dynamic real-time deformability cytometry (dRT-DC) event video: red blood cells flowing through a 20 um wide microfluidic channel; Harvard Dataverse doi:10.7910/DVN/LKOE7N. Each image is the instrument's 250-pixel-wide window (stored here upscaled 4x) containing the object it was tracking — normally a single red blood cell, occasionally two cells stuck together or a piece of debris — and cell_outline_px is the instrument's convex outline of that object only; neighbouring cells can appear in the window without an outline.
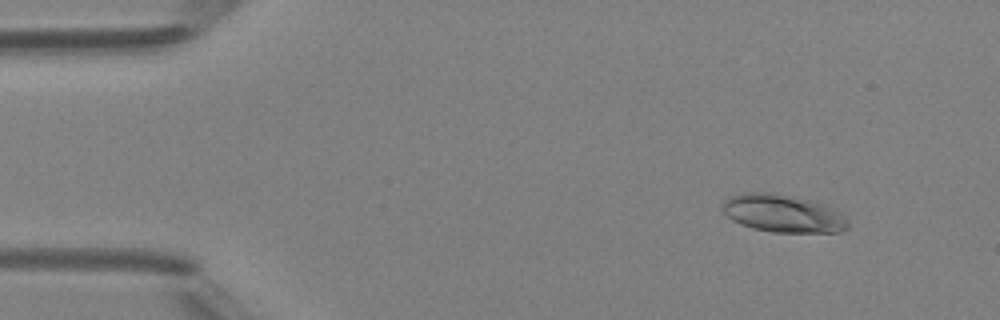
{"species": "Egyptian fruit bat (a non-hibernating species)", "species_latin": "Rousettus aegyptiacus", "temperature_condition": "room temperature", "stored_images_in_passage": 4, "camera_frame_rate_fps": 3000, "um_per_image_px": 0.085, "animal": {"sex": "female"}, "frame": {"image": 1, "passage_image": 2, "time_ms": 1.0, "image_size_px": [1000, 320], "cell_outline_px": [[848, 228], [844, 232], [772, 232], [752, 228], [740, 224], [732, 220], [720, 208], [720, 204], [728, 196], [744, 192], [772, 192], [808, 200], [832, 208], [840, 212], [844, 216], [848, 224]], "centroid_in_image_um": [66.49, 18.14], "position_along_channel_um": 18.5, "area_um2": 27.69}}